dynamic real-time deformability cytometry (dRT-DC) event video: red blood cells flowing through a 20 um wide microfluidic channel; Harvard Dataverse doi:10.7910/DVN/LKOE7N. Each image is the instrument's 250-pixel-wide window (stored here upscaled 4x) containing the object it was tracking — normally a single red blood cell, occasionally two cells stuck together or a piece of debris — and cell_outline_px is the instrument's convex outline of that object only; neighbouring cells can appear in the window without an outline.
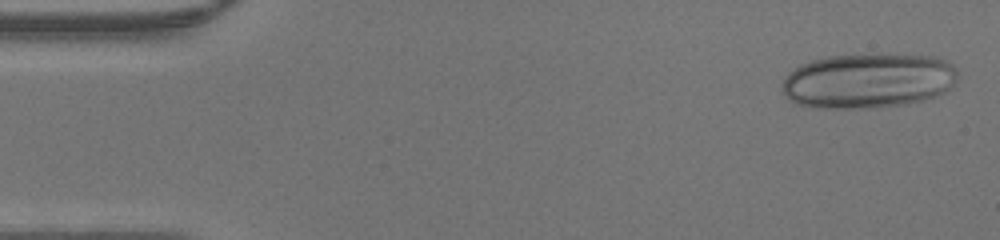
{"species": "human", "species_latin": "Homo sapiens", "temperature_condition": "warm", "stored_images_in_passage": 45, "camera_frame_rate_fps": 3000, "um_per_image_px": 0.085, "donor": {"sex": "male"}, "frame": {"image": 1, "passage_image": 1, "time_ms": 0.0, "image_size_px": [1000, 240], "cell_outline_px": [[956, 80], [944, 92], [924, 100], [908, 104], [868, 108], [808, 108], [796, 104], [788, 100], [780, 88], [780, 84], [784, 76], [788, 72], [800, 64], [812, 60], [828, 56], [936, 56], [948, 60], [956, 68]], "centroid_in_image_um": [73.71, 6.9], "position_along_channel_um": 11.3, "area_um2": 56.24}}
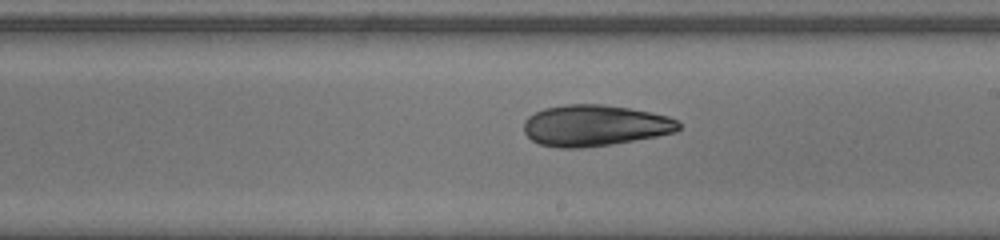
{"frame": {"image": 2, "passage_image": 25, "time_ms": 8.0, "image_size_px": [1000, 240], "cell_outline_px": [[680, 128], [676, 132], [656, 136], [612, 144], [580, 148], [560, 148], [540, 144], [532, 140], [524, 132], [524, 120], [528, 116], [544, 108], [564, 104], [600, 104], [628, 108], [668, 116], [676, 120], [680, 124]], "centroid_in_image_um": [50.53, 10.67], "position_along_channel_um": 238.5, "area_um2": 37.05}}
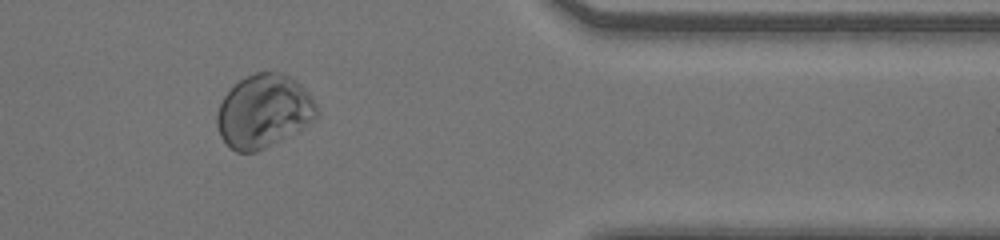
{"frame": {"image": 3, "passage_image": 37, "time_ms": 12.0, "image_size_px": [1000, 240], "cell_outline_px": [[316, 116], [312, 120], [300, 128], [264, 148], [256, 152], [236, 152], [220, 136], [216, 124], [216, 112], [224, 96], [240, 80], [256, 72], [280, 72], [296, 80], [308, 92], [316, 104]], "centroid_in_image_um": [22.38, 9.44], "position_along_channel_um": 389.0, "area_um2": 41.73}}